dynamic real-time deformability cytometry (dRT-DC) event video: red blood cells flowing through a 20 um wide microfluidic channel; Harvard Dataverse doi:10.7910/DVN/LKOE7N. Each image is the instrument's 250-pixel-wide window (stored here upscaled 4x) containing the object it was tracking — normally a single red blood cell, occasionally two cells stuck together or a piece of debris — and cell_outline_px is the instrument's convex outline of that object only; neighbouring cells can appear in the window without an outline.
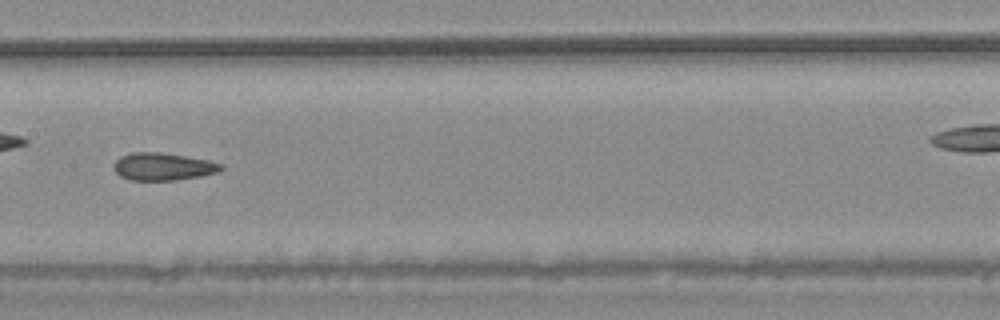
{"species": "common noctule bat (a hibernating species)", "species_latin": "Nyctalus noctula", "temperature_condition": "warm", "stored_images_in_passage": 21, "camera_frame_rate_fps": 3000, "um_per_image_px": 0.085, "animal": {"sex": "male", "body_mass_g": 20.4}, "frame": {"image": 1, "passage_image": 11, "time_ms": 3.333, "image_size_px": [1000, 320], "cell_outline_px": [[224, 168], [220, 172], [200, 176], [176, 180], [128, 180], [120, 176], [112, 168], [112, 164], [120, 156], [132, 152], [160, 152], [208, 160], [224, 164]], "centroid_in_image_um": [13.84, 14.16], "position_along_channel_um": 193.6, "area_um2": 17.4}}